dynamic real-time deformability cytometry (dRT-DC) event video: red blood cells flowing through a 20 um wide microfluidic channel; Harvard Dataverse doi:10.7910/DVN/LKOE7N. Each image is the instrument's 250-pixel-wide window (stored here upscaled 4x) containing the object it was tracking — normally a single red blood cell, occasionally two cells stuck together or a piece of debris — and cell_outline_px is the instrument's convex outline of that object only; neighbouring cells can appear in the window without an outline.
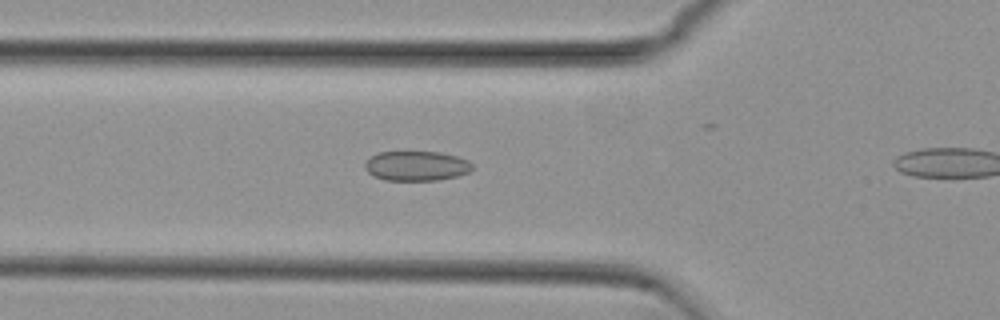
{"species": "common noctule bat (a hibernating species)", "species_latin": "Nyctalus noctula", "temperature_condition": "cold", "stored_images_in_passage": 38, "camera_frame_rate_fps": 3000, "um_per_image_px": 0.085, "animal": {"sex": "female", "body_mass_g": 29.2, "forearm_length_mm": 56.3}, "frame": {"image": 1, "passage_image": 13, "time_ms": 4.0, "image_size_px": [1000, 320], "cell_outline_px": [[472, 168], [468, 172], [456, 176], [436, 180], [384, 180], [372, 176], [364, 168], [364, 164], [372, 156], [380, 152], [440, 152], [456, 156], [468, 160], [472, 164]], "centroid_in_image_um": [35.37, 14.1], "position_along_channel_um": 90.4, "area_um2": 18.5}}
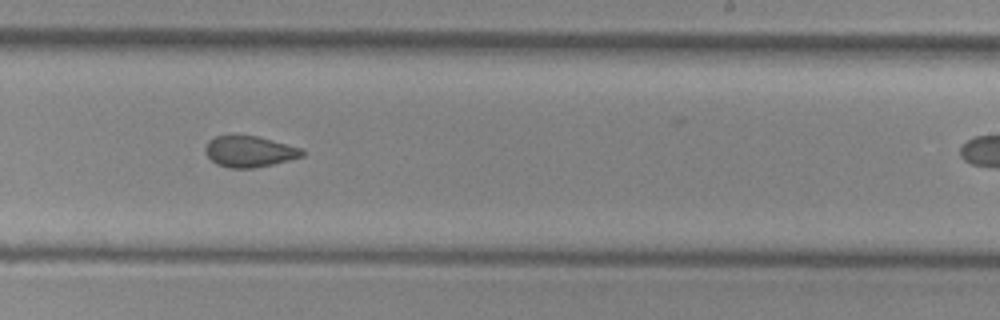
{"frame": {"image": 2, "passage_image": 27, "time_ms": 8.667, "image_size_px": [1000, 320], "cell_outline_px": [[304, 156], [272, 164], [252, 168], [228, 168], [216, 164], [204, 152], [204, 148], [208, 140], [216, 136], [236, 132], [256, 136], [272, 140], [300, 148], [304, 152]], "centroid_in_image_um": [21.12, 12.84], "position_along_channel_um": 267.9, "area_um2": 17.92}}
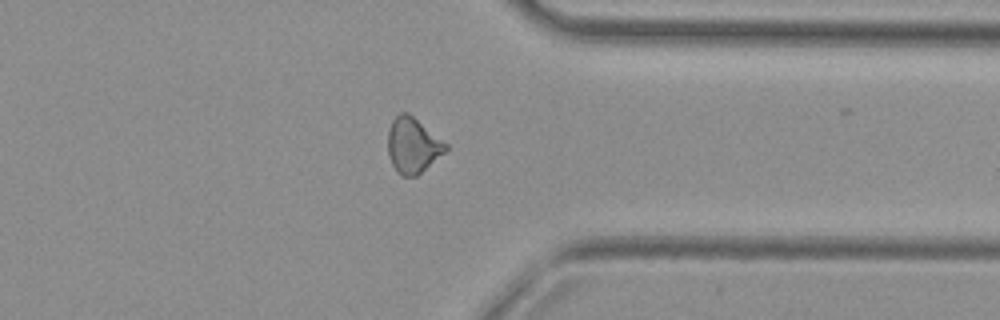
{"frame": {"image": 3, "passage_image": 36, "time_ms": 11.667, "image_size_px": [1000, 320], "cell_outline_px": [[448, 148], [444, 152], [416, 176], [404, 176], [396, 172], [388, 156], [388, 128], [392, 120], [400, 112], [408, 112], [448, 144]], "centroid_in_image_um": [35.06, 12.34], "position_along_channel_um": 376.3, "area_um2": 18.55}}